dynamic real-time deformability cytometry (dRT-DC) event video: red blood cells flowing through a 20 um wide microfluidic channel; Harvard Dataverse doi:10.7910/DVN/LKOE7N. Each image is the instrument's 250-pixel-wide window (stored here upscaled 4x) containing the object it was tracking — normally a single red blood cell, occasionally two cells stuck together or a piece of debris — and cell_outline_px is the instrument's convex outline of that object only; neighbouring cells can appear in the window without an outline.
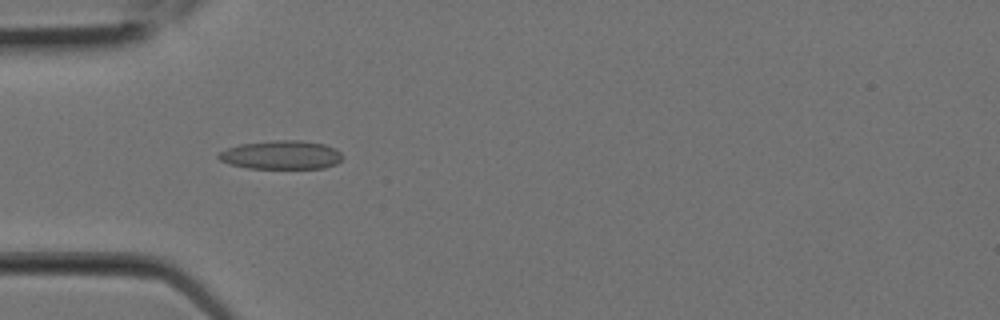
{"species": "Egyptian fruit bat (a non-hibernating species)", "species_latin": "Rousettus aegyptiacus", "temperature_condition": "room temperature", "stored_images_in_passage": 4, "camera_frame_rate_fps": 3000, "um_per_image_px": 0.085, "animal": {"sex": "female"}, "frame": {"image": 1, "passage_image": 3, "time_ms": 0.667, "image_size_px": [1000, 320], "cell_outline_px": [[344, 156], [336, 164], [324, 168], [248, 168], [228, 164], [220, 160], [216, 156], [220, 152], [228, 148], [240, 144], [272, 140], [300, 140], [324, 144], [336, 148]], "centroid_in_image_um": [23.92, 13.16], "position_along_channel_um": 61.1, "area_um2": 20.81}}